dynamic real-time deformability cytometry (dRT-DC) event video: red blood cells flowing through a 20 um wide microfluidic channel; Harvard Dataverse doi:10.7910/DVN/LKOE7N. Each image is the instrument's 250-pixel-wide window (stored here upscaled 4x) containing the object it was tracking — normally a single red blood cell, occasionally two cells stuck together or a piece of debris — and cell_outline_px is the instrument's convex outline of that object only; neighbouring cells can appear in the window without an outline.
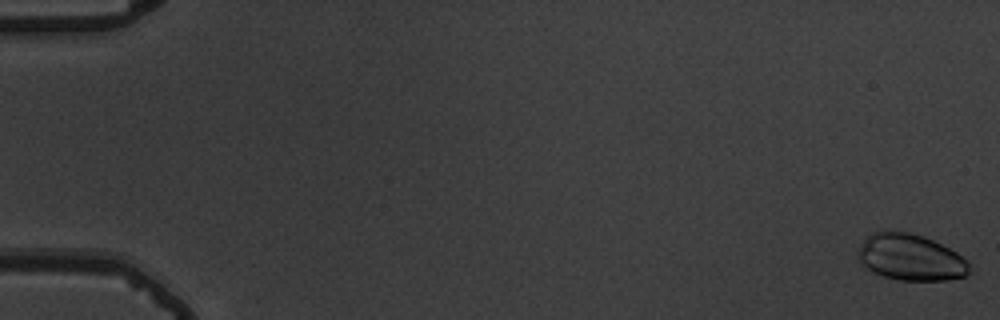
{"species": "common noctule bat (a hibernating species)", "species_latin": "Nyctalus noctula", "temperature_condition": "warm", "stored_images_in_passage": 57, "camera_frame_rate_fps": 3000, "um_per_image_px": 0.085, "animal": {"sex": "male", "body_mass_g": 19.5, "forearm_length_mm": 54.6}, "frame": {"image": 1, "passage_image": 1, "time_ms": 0.0, "image_size_px": [1000, 320], "cell_outline_px": [[968, 272], [964, 276], [944, 280], [900, 280], [884, 276], [872, 272], [860, 264], [856, 256], [860, 244], [864, 236], [872, 232], [908, 232], [924, 236], [956, 252], [968, 264]], "centroid_in_image_um": [77.3, 21.87], "position_along_channel_um": 7.7, "area_um2": 29.88}}
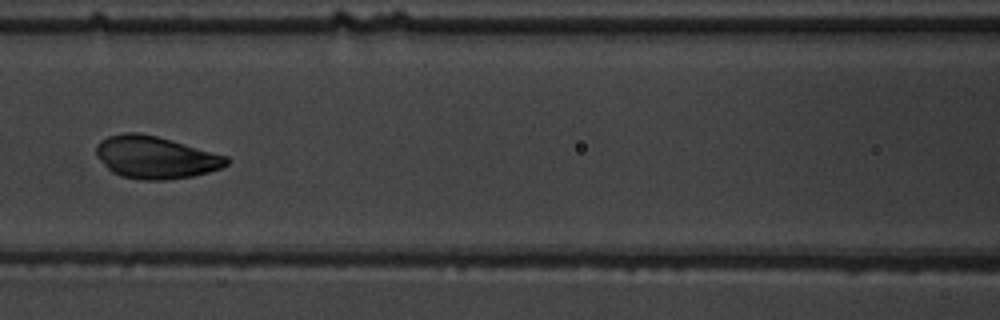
{"frame": {"image": 2, "passage_image": 27, "time_ms": 8.667, "image_size_px": [1000, 320], "cell_outline_px": [[232, 160], [228, 164], [220, 168], [208, 172], [192, 176], [164, 180], [144, 180], [120, 176], [112, 172], [96, 156], [96, 144], [100, 140], [108, 136], [124, 132], [140, 132], [156, 136], [228, 156]], "centroid_in_image_um": [13.21, 13.37], "position_along_channel_um": 153.4, "area_um2": 32.19}}
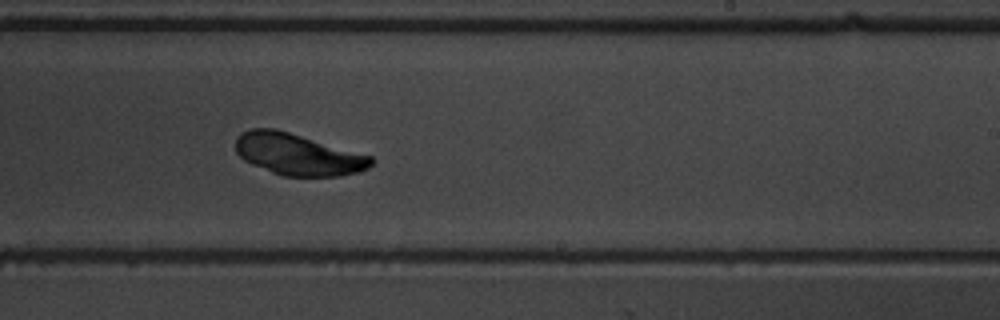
{"frame": {"image": 3, "passage_image": 36, "time_ms": 11.667, "image_size_px": [1000, 320], "cell_outline_px": [[372, 164], [368, 168], [360, 172], [340, 176], [284, 176], [272, 172], [252, 164], [244, 160], [236, 152], [236, 136], [252, 128], [276, 128], [372, 156]], "centroid_in_image_um": [25.32, 13.12], "position_along_channel_um": 263.7, "area_um2": 32.77}}